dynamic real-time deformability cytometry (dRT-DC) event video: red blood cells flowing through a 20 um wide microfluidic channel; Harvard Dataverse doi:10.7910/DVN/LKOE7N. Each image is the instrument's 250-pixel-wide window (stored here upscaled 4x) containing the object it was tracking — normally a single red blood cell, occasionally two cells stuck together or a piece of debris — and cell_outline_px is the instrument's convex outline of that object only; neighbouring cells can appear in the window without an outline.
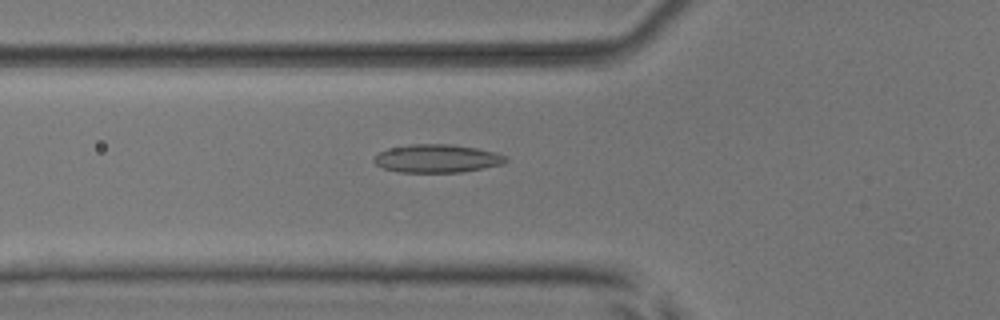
{"species": "common noctule bat (a hibernating species)", "species_latin": "Nyctalus noctula", "temperature_condition": "room temperature", "stored_images_in_passage": 46, "camera_frame_rate_fps": 3000, "um_per_image_px": 0.085, "animal": {"sex": "male", "body_mass_g": 17.9, "forearm_length_mm": 54.2}, "frame": {"image": 1, "passage_image": 19, "time_ms": 6.0, "image_size_px": [1000, 320], "cell_outline_px": [[508, 160], [504, 164], [484, 168], [460, 172], [400, 172], [384, 168], [376, 164], [372, 160], [380, 152], [388, 148], [412, 144], [452, 144], [476, 148], [496, 152], [508, 156]], "centroid_in_image_um": [37.19, 13.47], "position_along_channel_um": 88.6, "area_um2": 21.68}}
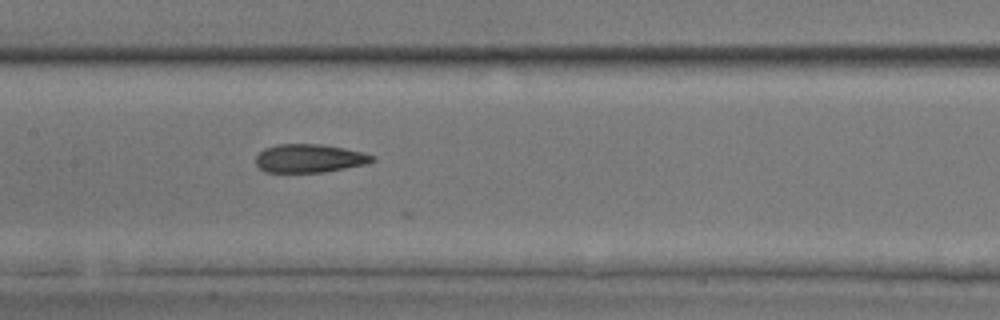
{"frame": {"image": 2, "passage_image": 26, "time_ms": 8.333, "image_size_px": [1000, 320], "cell_outline_px": [[376, 160], [364, 164], [324, 172], [264, 172], [256, 164], [256, 156], [264, 148], [276, 144], [324, 144], [364, 152], [376, 156]], "centroid_in_image_um": [26.3, 13.45], "position_along_channel_um": 181.1, "area_um2": 19.36}}
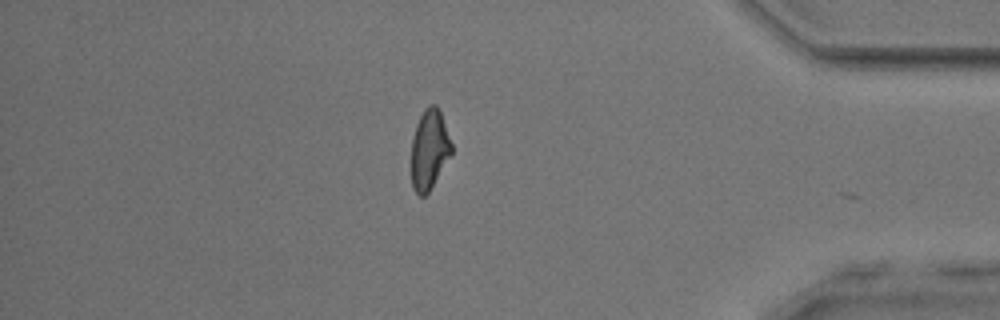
{"frame": {"image": 3, "passage_image": 45, "time_ms": 14.667, "image_size_px": [1000, 320], "cell_outline_px": [[452, 152], [428, 192], [424, 196], [420, 196], [412, 188], [412, 136], [416, 124], [424, 108], [428, 104], [436, 104], [440, 108], [452, 144]], "centroid_in_image_um": [36.49, 12.64], "position_along_channel_um": 398.7, "area_um2": 18.67}, "authors_computed_cell_mechanics": {"area_um2": 20.1433, "velocity_mm_per_s": 3.9487, "shape_relaxation_time_tau1_ms": 8.9725, "shape_relaxation_time_tau2_ms": 2.4534, "deformation_change_tau1": 0.183, "deformation_change_tau2": 0.1064}}